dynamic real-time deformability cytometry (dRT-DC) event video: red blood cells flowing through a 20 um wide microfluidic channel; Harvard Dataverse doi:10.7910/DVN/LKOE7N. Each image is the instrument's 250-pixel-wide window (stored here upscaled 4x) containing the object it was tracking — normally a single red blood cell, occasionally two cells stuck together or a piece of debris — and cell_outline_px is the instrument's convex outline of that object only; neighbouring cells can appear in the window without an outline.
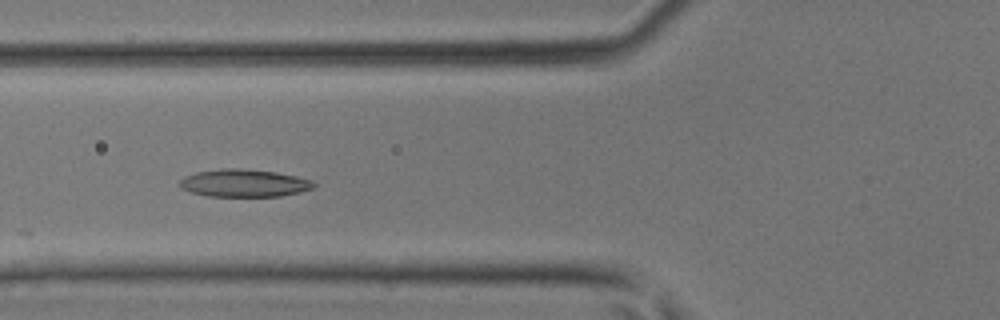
{"species": "common noctule bat (a hibernating species)", "species_latin": "Nyctalus noctula", "temperature_condition": "room temperature", "stored_images_in_passage": 39, "camera_frame_rate_fps": 3000, "um_per_image_px": 0.085, "animal": {"sex": "male", "body_mass_g": 17.9, "forearm_length_mm": 54.2}, "frame": {"image": 1, "passage_image": 11, "time_ms": 3.333, "image_size_px": [1000, 320], "cell_outline_px": [[316, 184], [312, 188], [300, 192], [280, 196], [208, 196], [192, 192], [180, 188], [180, 180], [184, 176], [196, 172], [220, 168], [236, 168], [276, 172], [296, 176], [312, 180]], "centroid_in_image_um": [20.73, 15.56], "position_along_channel_um": 105.1, "area_um2": 21.5}}
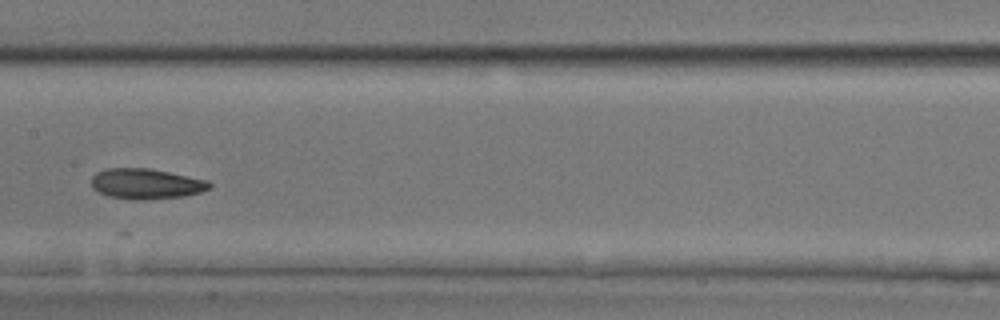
{"frame": {"image": 2, "passage_image": 17, "time_ms": 5.333, "image_size_px": [1000, 320], "cell_outline_px": [[212, 188], [200, 192], [184, 196], [144, 200], [132, 200], [108, 196], [92, 188], [92, 176], [96, 172], [104, 168], [148, 168], [208, 180], [212, 184]], "centroid_in_image_um": [12.41, 15.62], "position_along_channel_um": 195.0, "area_um2": 21.04}}
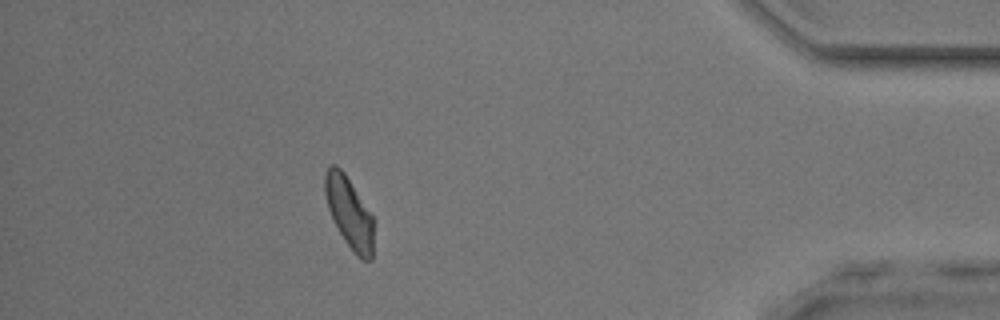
{"frame": {"image": 3, "passage_image": 34, "time_ms": 11.0, "image_size_px": [1000, 320], "cell_outline_px": [[372, 260], [364, 260], [356, 256], [344, 240], [328, 208], [324, 192], [324, 172], [332, 164], [336, 164], [344, 172], [372, 216]], "centroid_in_image_um": [29.65, 18.05], "position_along_channel_um": 405.5, "area_um2": 19.71}}